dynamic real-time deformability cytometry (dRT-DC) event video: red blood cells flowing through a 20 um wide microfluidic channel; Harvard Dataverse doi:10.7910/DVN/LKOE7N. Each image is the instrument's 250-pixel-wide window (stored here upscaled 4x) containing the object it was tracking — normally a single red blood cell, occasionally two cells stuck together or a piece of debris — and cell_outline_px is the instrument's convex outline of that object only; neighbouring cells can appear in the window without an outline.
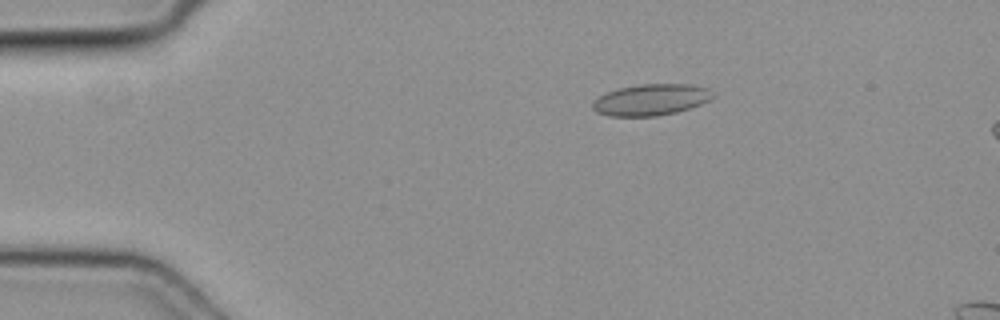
{"species": "common noctule bat (a hibernating species)", "species_latin": "Nyctalus noctula", "temperature_condition": "cold", "stored_images_in_passage": 9, "camera_frame_rate_fps": 3000, "um_per_image_px": 0.085, "animal": {"sex": "female", "body_mass_g": 19.3, "forearm_length_mm": 54.1}, "frame": {"image": 1, "passage_image": 2, "time_ms": 0.333, "image_size_px": [1000, 320], "cell_outline_px": [[716, 96], [700, 104], [676, 112], [656, 116], [608, 116], [596, 112], [592, 108], [592, 100], [608, 92], [620, 88], [640, 84], [688, 84], [708, 88]], "centroid_in_image_um": [55.31, 8.48], "position_along_channel_um": 29.7, "area_um2": 21.85}}